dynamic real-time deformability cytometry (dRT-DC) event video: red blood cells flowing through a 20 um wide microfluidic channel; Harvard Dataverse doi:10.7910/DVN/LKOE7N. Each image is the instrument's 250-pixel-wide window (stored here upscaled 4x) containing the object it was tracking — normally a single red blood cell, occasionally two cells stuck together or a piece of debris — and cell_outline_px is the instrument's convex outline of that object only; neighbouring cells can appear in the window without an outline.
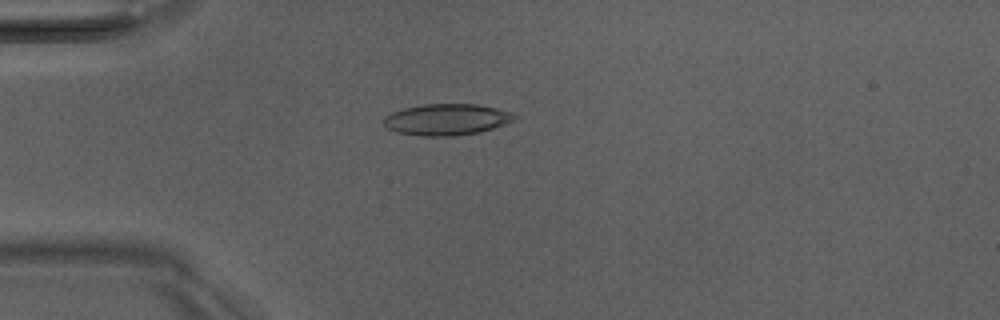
{"species": "Egyptian fruit bat (a non-hibernating species)", "species_latin": "Rousettus aegyptiacus", "temperature_condition": "room temperature", "stored_images_in_passage": 39, "camera_frame_rate_fps": 3000, "um_per_image_px": 0.085, "animal": {"sex": "male"}, "frame": {"image": 1, "passage_image": 2, "time_ms": 0.333, "image_size_px": [1000, 320], "cell_outline_px": [[516, 116], [512, 120], [504, 124], [480, 132], [452, 136], [420, 136], [396, 132], [388, 128], [384, 124], [384, 116], [392, 112], [404, 108], [424, 104], [476, 104], [496, 108], [512, 112]], "centroid_in_image_um": [37.93, 10.16], "position_along_channel_um": 47.1, "area_um2": 23.76}}
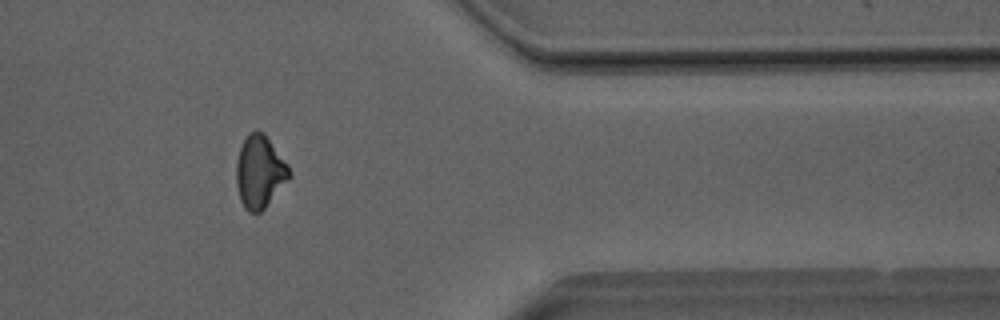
{"frame": {"image": 2, "passage_image": 30, "time_ms": 9.667, "image_size_px": [1000, 320], "cell_outline_px": [[292, 176], [264, 208], [260, 212], [248, 212], [244, 208], [240, 200], [236, 184], [236, 160], [240, 148], [248, 132], [256, 128], [264, 132], [288, 164], [292, 172]], "centroid_in_image_um": [22.08, 14.57], "position_along_channel_um": 389.3, "area_um2": 22.72}}
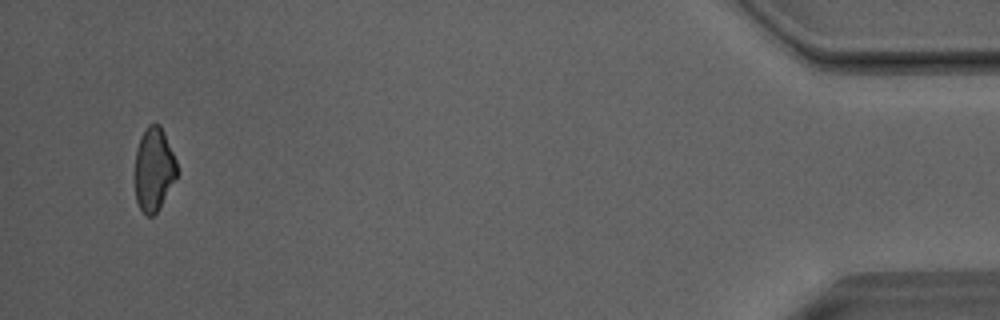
{"frame": {"image": 3, "passage_image": 37, "time_ms": 12.0, "image_size_px": [1000, 320], "cell_outline_px": [[176, 176], [160, 208], [152, 216], [148, 216], [140, 208], [136, 200], [136, 152], [140, 136], [148, 124], [160, 124], [164, 132], [176, 160]], "centroid_in_image_um": [13.07, 14.37], "position_along_channel_um": 422.1, "area_um2": 20.06}, "authors_computed_cell_mechanics": {"area_um2": 22.1952, "velocity_mm_per_s": 4.0623, "shape_relaxation_time_tau1_ms": null, "shape_relaxation_time_tau2_ms": 4.0281, "deformation_change_tau1": null, "deformation_change_tau2": 0.1109}}